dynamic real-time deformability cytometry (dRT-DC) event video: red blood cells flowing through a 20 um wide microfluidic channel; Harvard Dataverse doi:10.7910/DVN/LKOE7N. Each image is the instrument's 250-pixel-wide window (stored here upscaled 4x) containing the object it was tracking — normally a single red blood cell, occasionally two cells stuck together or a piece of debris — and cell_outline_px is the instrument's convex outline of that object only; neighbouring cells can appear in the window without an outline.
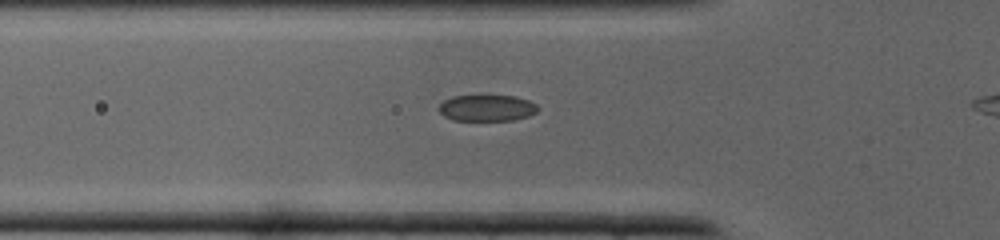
{"species": "common noctule bat (a hibernating species)", "species_latin": "Nyctalus noctula", "temperature_condition": "cold", "stored_images_in_passage": 13, "camera_frame_rate_fps": 3000, "um_per_image_px": 0.085, "animal": {"sex": "male", "body_mass_g": 19.0, "forearm_length_mm": 50.8}, "frame": {"image": 1, "passage_image": 2, "time_ms": 0.333, "image_size_px": [1000, 240], "cell_outline_px": [[540, 108], [536, 112], [528, 116], [512, 120], [452, 120], [444, 116], [436, 108], [444, 100], [452, 96], [512, 96], [528, 100], [536, 104]], "centroid_in_image_um": [41.36, 9.18], "position_along_channel_um": 84.4, "area_um2": 15.14}}
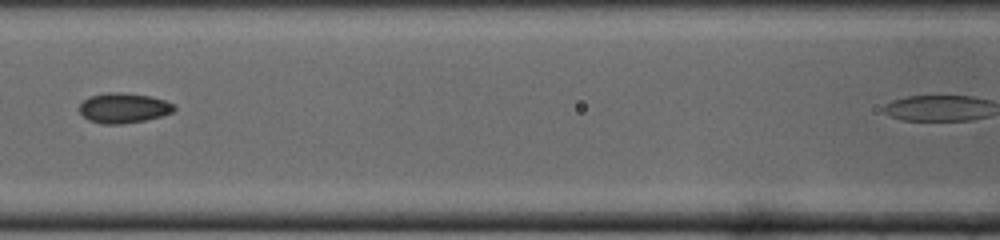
{"frame": {"image": 2, "passage_image": 6, "time_ms": 1.667, "image_size_px": [1000, 240], "cell_outline_px": [[176, 108], [172, 112], [160, 116], [144, 120], [120, 124], [104, 124], [88, 120], [80, 112], [80, 104], [84, 100], [92, 96], [108, 92], [120, 92], [148, 96], [164, 100], [172, 104]], "centroid_in_image_um": [10.49, 9.18], "position_along_channel_um": 156.1, "area_um2": 16.24}}
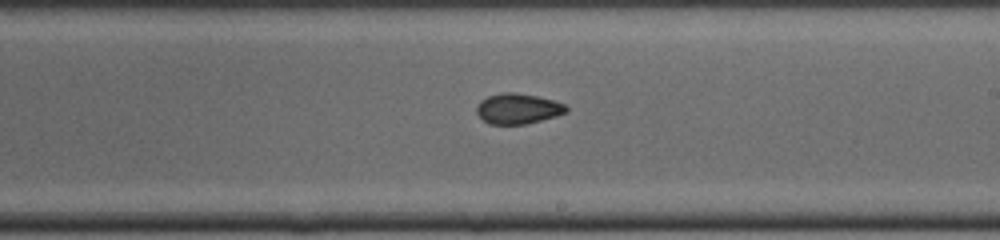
{"frame": {"image": 3, "passage_image": 11, "time_ms": 3.333, "image_size_px": [1000, 240], "cell_outline_px": [[568, 112], [556, 116], [524, 124], [488, 124], [476, 112], [476, 108], [480, 100], [488, 96], [504, 92], [516, 92], [536, 96], [552, 100], [564, 104], [568, 108]], "centroid_in_image_um": [44.01, 9.23], "position_along_channel_um": 245.0, "area_um2": 15.78}}